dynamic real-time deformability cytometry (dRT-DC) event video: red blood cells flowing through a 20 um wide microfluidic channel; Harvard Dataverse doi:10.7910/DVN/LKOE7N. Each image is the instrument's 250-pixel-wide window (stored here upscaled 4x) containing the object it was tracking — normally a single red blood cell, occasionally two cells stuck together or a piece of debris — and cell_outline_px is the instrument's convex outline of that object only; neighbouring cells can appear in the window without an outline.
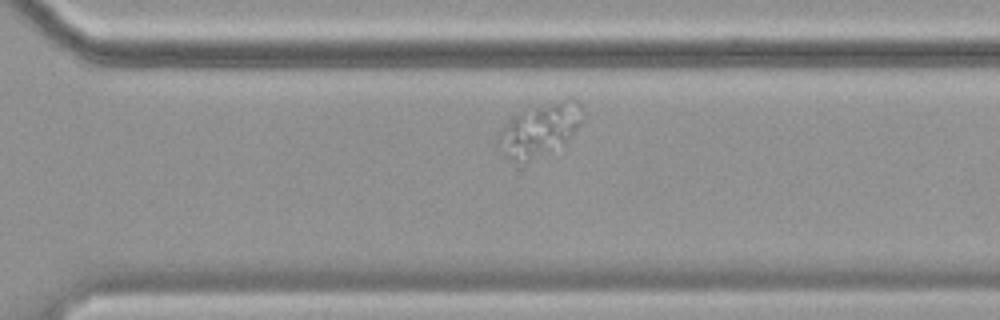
{"species": "common noctule bat (a hibernating species)", "species_latin": "Nyctalus noctula", "temperature_condition": "cold", "stored_images_in_passage": 46, "segment_of_instrument_passage": [2, 2], "camera_frame_rate_fps": 3000, "um_per_image_px": 0.085, "animal": {"sex": "female", "body_mass_g": 19.9}, "frame": {"image": 1, "passage_image": 27, "time_ms": 8.667, "image_size_px": [1000, 320], "cell_outline_px": [[584, 116], [580, 124], [568, 144], [528, 160], [516, 160], [508, 156], [496, 144], [496, 140], [504, 124], [516, 112], [524, 108], [568, 96], [576, 100], [580, 104]], "centroid_in_image_um": [45.93, 10.93], "position_along_channel_um": 324.7, "area_um2": 26.59}}
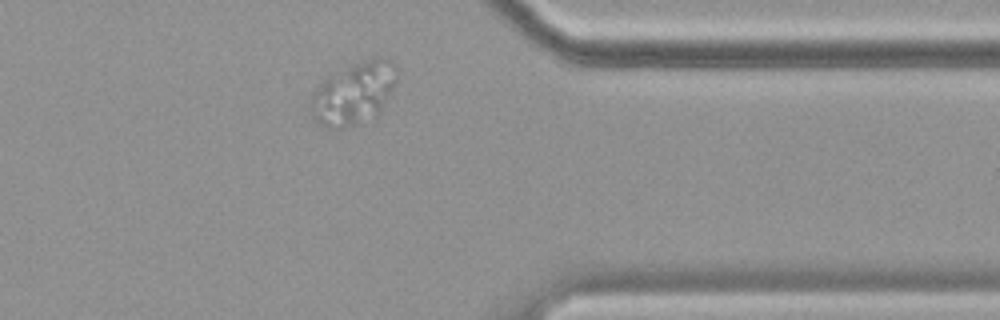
{"frame": {"image": 2, "passage_image": 33, "time_ms": 10.667, "image_size_px": [1000, 320], "cell_outline_px": [[396, 80], [380, 112], [352, 124], [340, 128], [328, 128], [320, 124], [312, 116], [308, 104], [312, 92], [328, 76], [352, 64], [380, 56], [392, 60], [396, 64]], "centroid_in_image_um": [30.03, 7.89], "position_along_channel_um": 381.4, "area_um2": 30.75}}